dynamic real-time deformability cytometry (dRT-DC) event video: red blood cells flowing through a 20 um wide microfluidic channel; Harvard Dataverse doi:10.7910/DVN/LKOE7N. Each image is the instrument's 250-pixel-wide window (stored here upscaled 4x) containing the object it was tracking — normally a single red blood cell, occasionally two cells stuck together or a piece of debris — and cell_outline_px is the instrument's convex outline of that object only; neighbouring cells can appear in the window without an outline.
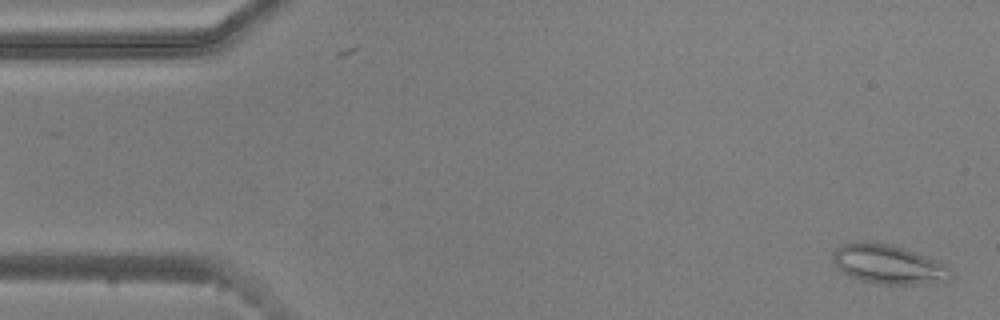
{"species": "common noctule bat (a hibernating species)", "species_latin": "Nyctalus noctula", "temperature_condition": "warm", "stored_images_in_passage": 54, "segment_of_instrument_passage": [1, 2], "camera_frame_rate_fps": 3000, "um_per_image_px": 0.085, "animal": {"sex": "male", "body_mass_g": 20.5, "forearm_length_mm": 52.5}, "frame": {"image": 1, "passage_image": 1, "time_ms": 0.0, "image_size_px": [1000, 320], "cell_outline_px": [[952, 276], [944, 284], [880, 284], [860, 280], [848, 276], [840, 272], [832, 260], [832, 252], [836, 248], [844, 244], [864, 240], [892, 244], [904, 248], [936, 260], [952, 268]], "centroid_in_image_um": [75.53, 22.48], "position_along_channel_um": 9.5, "area_um2": 27.63}}
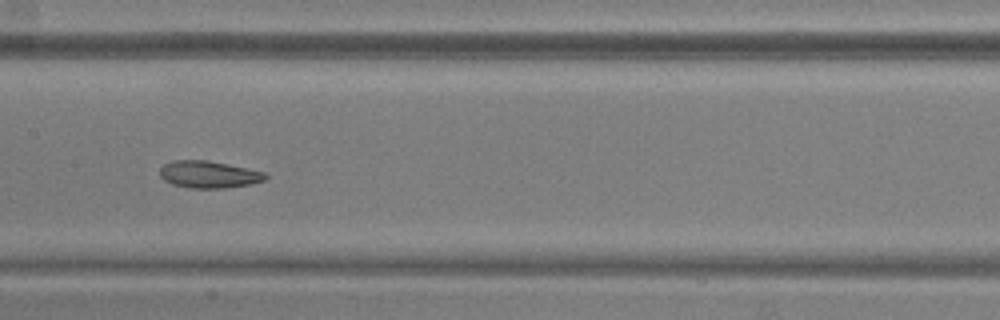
{"frame": {"image": 2, "passage_image": 25, "time_ms": 8.0, "image_size_px": [1000, 320], "cell_outline_px": [[268, 176], [264, 180], [252, 184], [224, 188], [188, 188], [172, 184], [164, 180], [160, 176], [160, 168], [164, 164], [172, 160], [208, 160], [228, 164], [264, 172]], "centroid_in_image_um": [17.72, 14.83], "position_along_channel_um": 189.7, "area_um2": 16.7}}
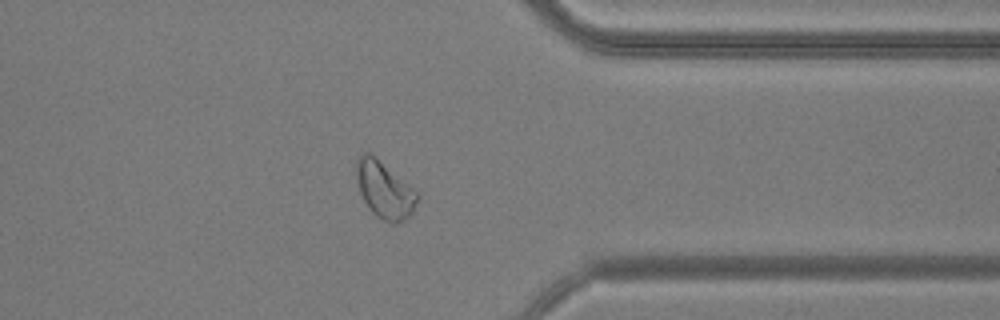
{"frame": {"image": 3, "passage_image": 41, "time_ms": 13.333, "image_size_px": [1000, 320], "cell_outline_px": [[420, 196], [412, 212], [404, 220], [396, 224], [392, 224], [376, 216], [368, 208], [360, 192], [356, 176], [356, 160], [360, 152], [372, 152], [420, 192]], "centroid_in_image_um": [32.7, 16.09], "position_along_channel_um": 378.7, "area_um2": 20.81}}